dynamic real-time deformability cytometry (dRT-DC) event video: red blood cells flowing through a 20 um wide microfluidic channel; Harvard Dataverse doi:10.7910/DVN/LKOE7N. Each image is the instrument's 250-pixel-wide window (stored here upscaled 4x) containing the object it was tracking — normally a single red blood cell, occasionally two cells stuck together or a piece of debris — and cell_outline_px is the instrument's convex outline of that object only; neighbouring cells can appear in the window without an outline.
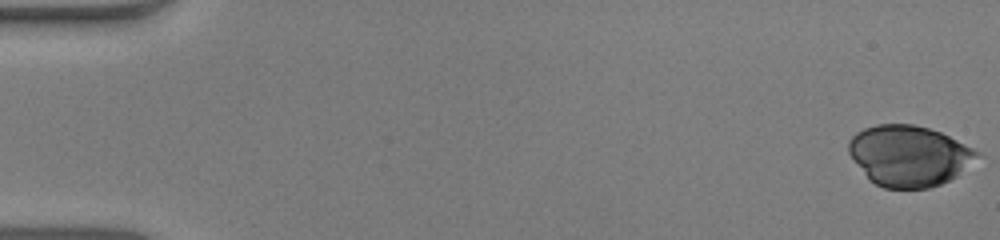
{"species": "human", "species_latin": "Homo sapiens", "temperature_condition": "warm", "stored_images_in_passage": 53, "camera_frame_rate_fps": 3000, "um_per_image_px": 0.085, "donor": {"sex": "male"}, "frame": {"image": 1, "passage_image": 1, "time_ms": 0.0, "image_size_px": [1000, 240], "cell_outline_px": [[980, 152], [956, 176], [940, 184], [928, 188], [884, 188], [868, 180], [848, 152], [848, 140], [856, 132], [864, 128], [876, 124], [912, 124], [928, 128], [940, 132]], "centroid_in_image_um": [77.19, 13.23], "position_along_channel_um": 7.8, "area_um2": 44.97}}
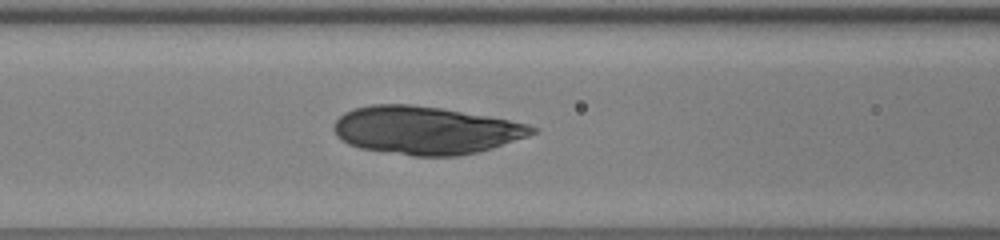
{"frame": {"image": 2, "passage_image": 23, "time_ms": 7.333, "image_size_px": [1000, 240], "cell_outline_px": [[540, 128], [536, 132], [528, 136], [492, 148], [476, 152], [456, 156], [412, 156], [360, 148], [348, 144], [340, 140], [336, 136], [332, 128], [332, 124], [344, 112], [356, 108], [372, 104], [412, 104], [440, 108], [488, 116], [528, 124]], "centroid_in_image_um": [36.14, 11.07], "position_along_channel_um": 130.5, "area_um2": 55.43}}
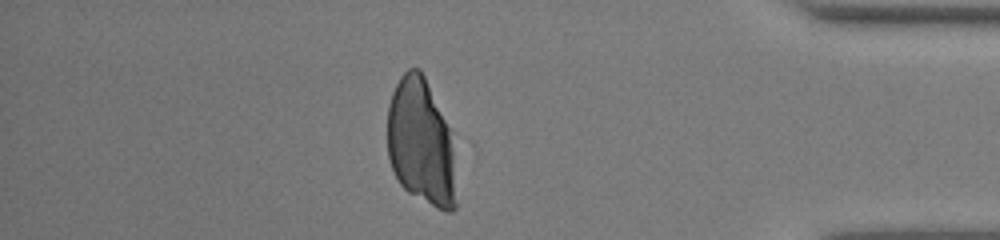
{"frame": {"image": 3, "passage_image": 46, "time_ms": 15.0, "image_size_px": [1000, 240], "cell_outline_px": [[456, 208], [452, 212], [448, 212], [436, 208], [408, 192], [400, 184], [392, 168], [388, 156], [388, 104], [392, 92], [400, 76], [408, 68], [420, 68], [424, 76], [448, 128], [452, 152], [456, 204]], "centroid_in_image_um": [35.74, 12.11], "position_along_channel_um": 399.5, "area_um2": 49.88}}